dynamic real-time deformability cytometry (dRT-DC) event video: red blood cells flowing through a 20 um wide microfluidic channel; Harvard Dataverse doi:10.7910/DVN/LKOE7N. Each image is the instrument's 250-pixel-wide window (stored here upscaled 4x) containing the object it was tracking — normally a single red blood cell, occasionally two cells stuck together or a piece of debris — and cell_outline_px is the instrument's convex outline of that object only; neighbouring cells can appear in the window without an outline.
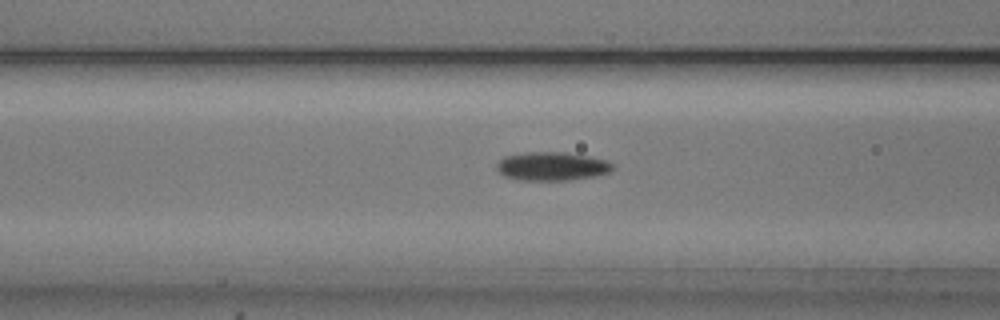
{"species": "common noctule bat (a hibernating species)", "species_latin": "Nyctalus noctula", "temperature_condition": "cold", "stored_images_in_passage": 41, "camera_frame_rate_fps": 3000, "um_per_image_px": 0.085, "animal": {"sex": "male", "body_mass_g": 20.5, "forearm_length_mm": 52.5}, "frame": {"image": 1, "passage_image": 9, "time_ms": 2.667, "image_size_px": [1000, 320], "cell_outline_px": [[616, 168], [612, 172], [592, 176], [568, 180], [516, 180], [504, 176], [496, 168], [496, 164], [504, 156], [528, 152], [564, 152], [588, 156], [608, 160], [616, 164]], "centroid_in_image_um": [46.96, 14.13], "position_along_channel_um": 119.6, "area_um2": 19.54}}
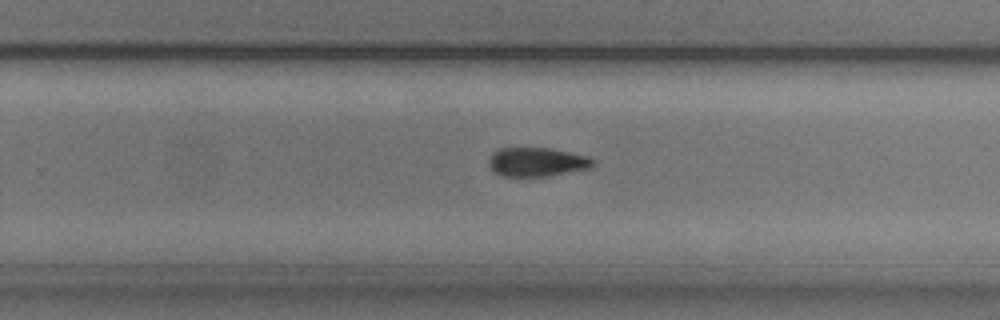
{"frame": {"image": 2, "passage_image": 22, "time_ms": 7.0, "image_size_px": [1000, 320], "cell_outline_px": [[596, 164], [592, 168], [548, 176], [500, 176], [488, 164], [488, 160], [492, 152], [500, 148], [552, 148], [588, 156], [596, 160]], "centroid_in_image_um": [45.68, 13.76], "position_along_channel_um": 284.1, "area_um2": 17.8}}
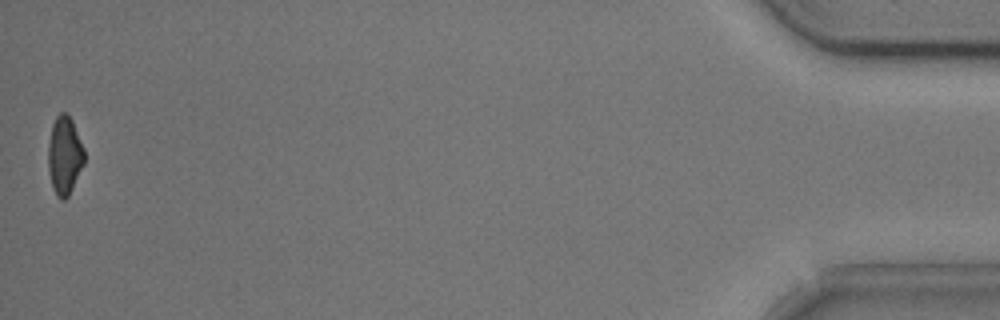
{"frame": {"image": 3, "passage_image": 41, "time_ms": 13.333, "image_size_px": [1000, 320], "cell_outline_px": [[84, 164], [68, 196], [64, 200], [60, 200], [56, 196], [52, 188], [48, 168], [48, 144], [52, 124], [56, 116], [60, 112], [64, 112], [72, 120], [84, 148]], "centroid_in_image_um": [5.47, 13.23], "position_along_channel_um": 429.7, "area_um2": 16.53}, "authors_computed_cell_mechanics": {"area_um2": 18.207, "velocity_mm_per_s": 3.8032, "shape_relaxation_time_tau1_ms": 2.5038, "shape_relaxation_time_tau2_ms": null, "deformation_change_tau1": 0.0785, "deformation_change_tau2": null}}